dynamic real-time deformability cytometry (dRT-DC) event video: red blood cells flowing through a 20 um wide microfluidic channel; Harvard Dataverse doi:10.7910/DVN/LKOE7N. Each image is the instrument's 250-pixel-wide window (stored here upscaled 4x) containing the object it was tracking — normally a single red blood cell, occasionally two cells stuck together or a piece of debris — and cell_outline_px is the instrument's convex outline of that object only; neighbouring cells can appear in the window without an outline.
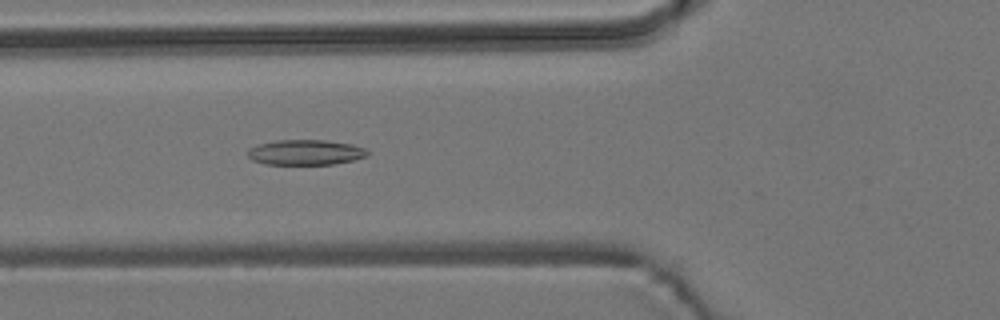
{"species": "common noctule bat (a hibernating species)", "species_latin": "Nyctalus noctula", "temperature_condition": "room temperature", "stored_images_in_passage": 23, "camera_frame_rate_fps": 3000, "um_per_image_px": 0.085, "animal": {"sex": "male", "body_mass_g": 19.2, "forearm_length_mm": 51.8}, "frame": {"image": 1, "passage_image": 11, "time_ms": 3.333, "image_size_px": [1000, 320], "cell_outline_px": [[368, 156], [352, 160], [332, 164], [264, 164], [252, 160], [248, 156], [248, 148], [260, 144], [276, 140], [324, 140], [352, 144], [364, 148], [368, 152]], "centroid_in_image_um": [25.95, 12.95], "position_along_channel_um": 99.8, "area_um2": 17.51}}
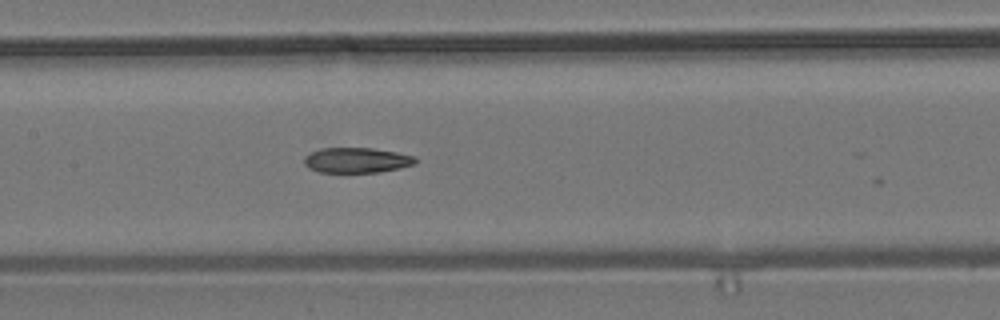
{"frame": {"image": 2, "passage_image": 17, "time_ms": 5.333, "image_size_px": [1000, 320], "cell_outline_px": [[416, 164], [400, 168], [376, 172], [320, 172], [308, 168], [304, 164], [304, 156], [320, 148], [372, 148], [396, 152], [416, 156]], "centroid_in_image_um": [30.32, 13.61], "position_along_channel_um": 177.1, "area_um2": 16.36}}
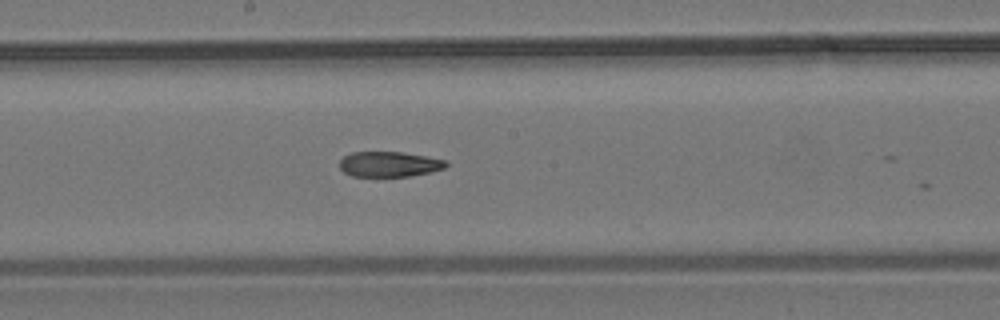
{"frame": {"image": 3, "passage_image": 20, "time_ms": 6.333, "image_size_px": [1000, 320], "cell_outline_px": [[448, 164], [444, 168], [412, 176], [352, 176], [344, 172], [340, 168], [340, 160], [344, 156], [352, 152], [400, 152], [448, 160]], "centroid_in_image_um": [33.08, 13.95], "position_along_channel_um": 215.1, "area_um2": 15.55}}